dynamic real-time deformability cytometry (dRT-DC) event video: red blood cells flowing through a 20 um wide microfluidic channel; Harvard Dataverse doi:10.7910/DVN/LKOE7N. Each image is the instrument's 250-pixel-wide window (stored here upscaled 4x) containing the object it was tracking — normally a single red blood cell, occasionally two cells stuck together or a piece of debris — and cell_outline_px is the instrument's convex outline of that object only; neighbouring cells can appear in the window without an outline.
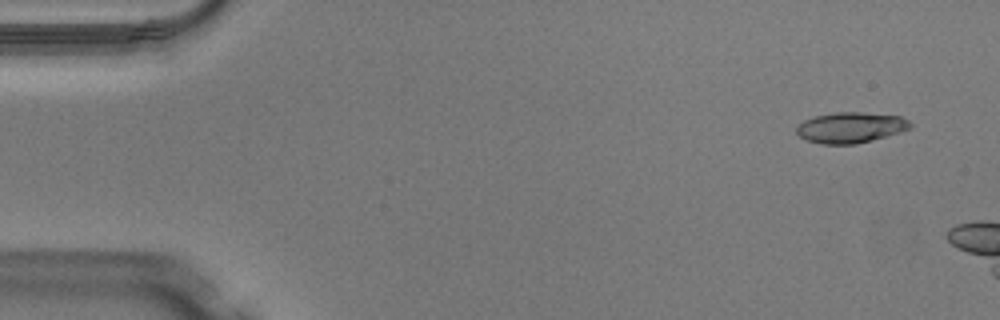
{"species": "Egyptian fruit bat (a non-hibernating species)", "species_latin": "Rousettus aegyptiacus", "temperature_condition": "warm", "stored_images_in_passage": 13, "camera_frame_rate_fps": 3000, "um_per_image_px": 0.085, "animal": {"sex": "male"}, "frame": {"image": 1, "passage_image": 3, "time_ms": 0.667, "image_size_px": [1000, 320], "cell_outline_px": [[912, 128], [900, 132], [872, 140], [856, 144], [824, 144], [804, 140], [796, 132], [796, 128], [804, 120], [812, 116], [836, 112], [860, 112], [900, 116], [908, 120], [912, 124]], "centroid_in_image_um": [72.29, 10.84], "position_along_channel_um": 12.7, "area_um2": 20.4}}